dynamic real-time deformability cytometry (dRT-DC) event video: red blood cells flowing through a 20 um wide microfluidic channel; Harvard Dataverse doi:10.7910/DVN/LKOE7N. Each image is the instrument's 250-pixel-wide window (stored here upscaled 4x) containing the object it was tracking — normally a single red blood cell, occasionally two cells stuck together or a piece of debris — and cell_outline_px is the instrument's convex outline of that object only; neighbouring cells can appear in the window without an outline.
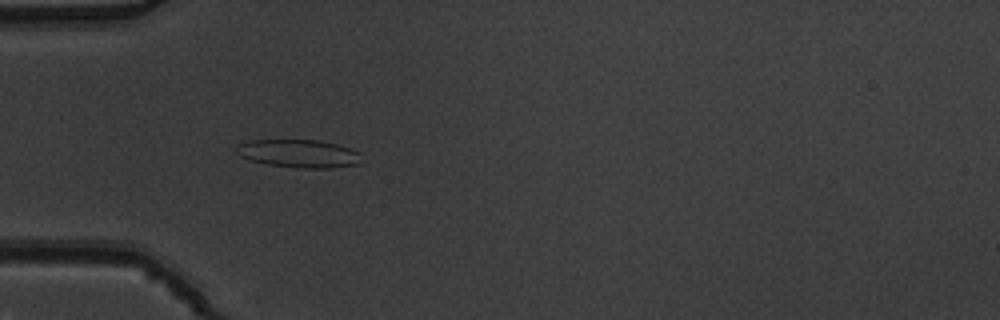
{"species": "common noctule bat (a hibernating species)", "species_latin": "Nyctalus noctula", "temperature_condition": "warm", "stored_images_in_passage": 53, "camera_frame_rate_fps": 3000, "um_per_image_px": 0.085, "animal": {"sex": "male", "body_mass_g": 19.5, "forearm_length_mm": 54.6}, "frame": {"image": 1, "passage_image": 17, "time_ms": 5.333, "image_size_px": [1000, 320], "cell_outline_px": [[360, 164], [332, 168], [296, 168], [268, 164], [252, 160], [240, 156], [236, 152], [236, 144], [252, 140], [320, 140], [336, 144], [360, 152]], "centroid_in_image_um": [25.4, 13.05], "position_along_channel_um": 59.6, "area_um2": 20.46}}
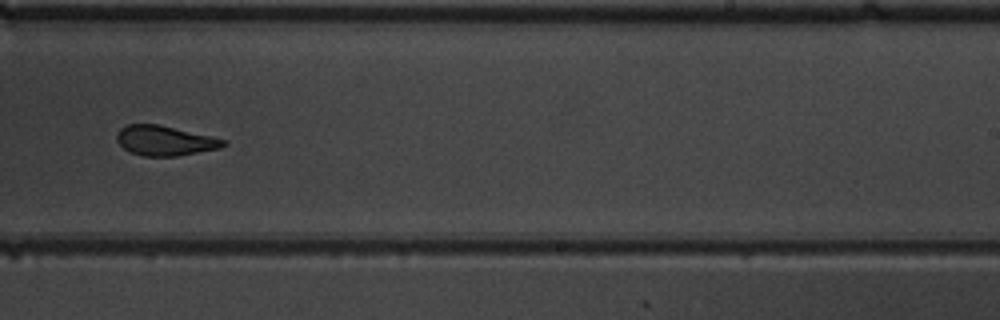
{"frame": {"image": 2, "passage_image": 34, "time_ms": 11.0, "image_size_px": [1000, 320], "cell_outline_px": [[228, 144], [220, 148], [176, 156], [144, 156], [132, 152], [124, 148], [116, 140], [116, 136], [120, 128], [128, 124], [160, 124], [212, 136], [228, 140]], "centroid_in_image_um": [14.05, 11.94], "position_along_channel_um": 275.0, "area_um2": 18.61}}
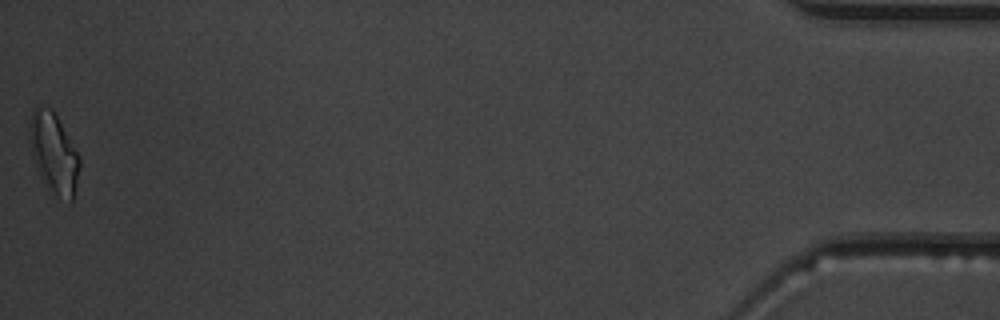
{"frame": {"image": 3, "passage_image": 53, "time_ms": 17.333, "image_size_px": [1000, 320], "cell_outline_px": [[80, 168], [72, 200], [56, 192], [48, 184], [36, 168], [28, 140], [28, 120], [32, 108], [36, 104], [48, 108], [56, 116], [80, 156]], "centroid_in_image_um": [4.52, 12.87], "position_along_channel_um": 430.7, "area_um2": 22.72}, "authors_computed_cell_mechanics": {"area_um2": 19.8254, "velocity_mm_per_s": 3.8926, "shape_relaxation_time_tau1_ms": 10.3351, "shape_relaxation_time_tau2_ms": 1.4673, "deformation_change_tau1": 0.2794, "deformation_change_tau2": 0.0895}}